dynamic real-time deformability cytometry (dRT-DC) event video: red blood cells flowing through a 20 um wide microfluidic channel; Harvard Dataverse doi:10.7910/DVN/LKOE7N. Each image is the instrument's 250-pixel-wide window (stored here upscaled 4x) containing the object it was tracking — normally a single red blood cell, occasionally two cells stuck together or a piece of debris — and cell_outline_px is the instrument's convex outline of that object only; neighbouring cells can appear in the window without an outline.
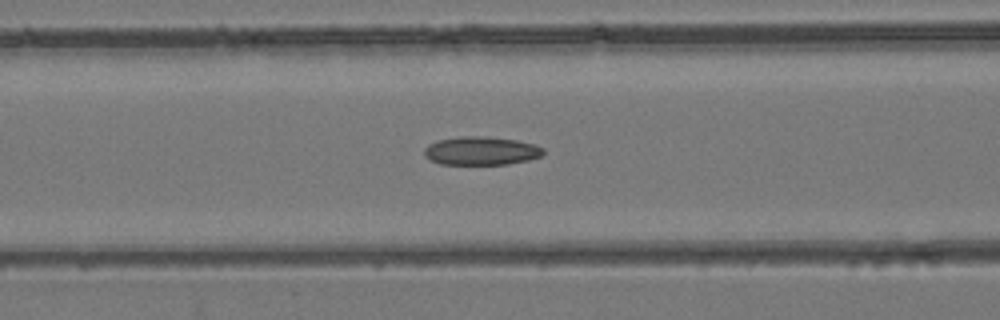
{"species": "common noctule bat (a hibernating species)", "species_latin": "Nyctalus noctula", "temperature_condition": "room temperature", "stored_images_in_passage": 23, "camera_frame_rate_fps": 3000, "um_per_image_px": 0.085, "animal": {"sex": "female", "body_mass_g": 24.6, "forearm_length_mm": 56.2}, "frame": {"image": 1, "passage_image": 7, "time_ms": 2.0, "image_size_px": [1000, 320], "cell_outline_px": [[544, 152], [540, 156], [528, 160], [508, 164], [440, 164], [424, 156], [424, 148], [428, 144], [436, 140], [460, 136], [484, 136], [516, 140], [536, 144], [544, 148]], "centroid_in_image_um": [40.88, 12.81], "position_along_channel_um": 125.7, "area_um2": 19.83}}
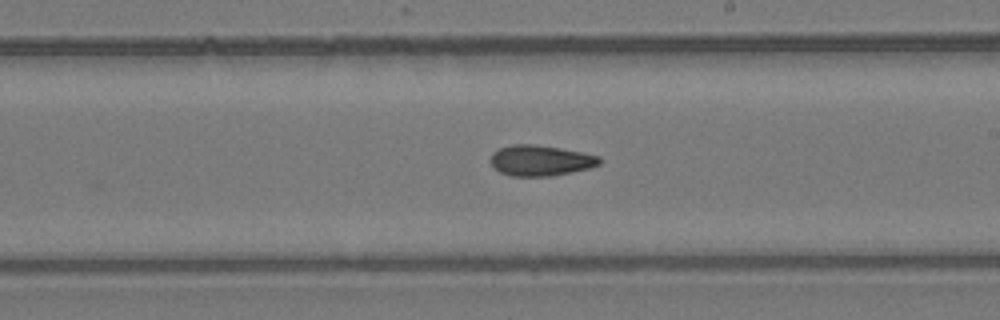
{"frame": {"image": 2, "passage_image": 15, "time_ms": 4.667, "image_size_px": [1000, 320], "cell_outline_px": [[600, 164], [588, 168], [572, 172], [552, 176], [512, 176], [500, 172], [492, 168], [492, 152], [500, 148], [512, 144], [536, 144], [560, 148], [600, 156]], "centroid_in_image_um": [45.93, 13.64], "position_along_channel_um": 243.1, "area_um2": 19.42}}
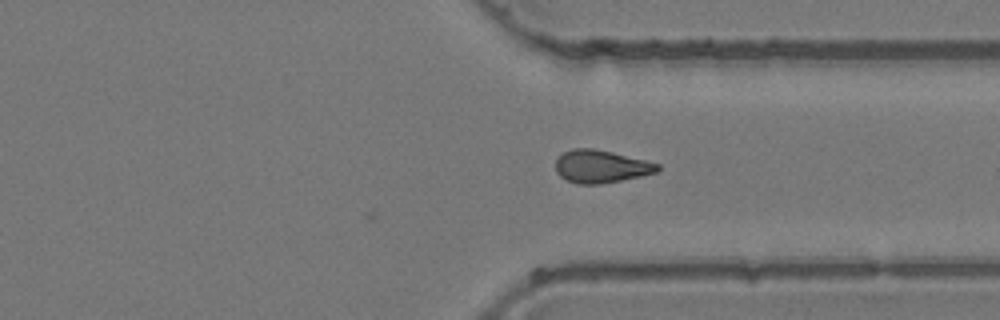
{"frame": {"image": 3, "passage_image": 23, "time_ms": 7.333, "image_size_px": [1000, 320], "cell_outline_px": [[660, 168], [656, 172], [640, 176], [600, 184], [576, 184], [560, 176], [556, 172], [556, 160], [564, 152], [572, 148], [592, 148], [612, 152], [660, 164]], "centroid_in_image_um": [51.06, 14.15], "position_along_channel_um": 360.3, "area_um2": 19.25}}